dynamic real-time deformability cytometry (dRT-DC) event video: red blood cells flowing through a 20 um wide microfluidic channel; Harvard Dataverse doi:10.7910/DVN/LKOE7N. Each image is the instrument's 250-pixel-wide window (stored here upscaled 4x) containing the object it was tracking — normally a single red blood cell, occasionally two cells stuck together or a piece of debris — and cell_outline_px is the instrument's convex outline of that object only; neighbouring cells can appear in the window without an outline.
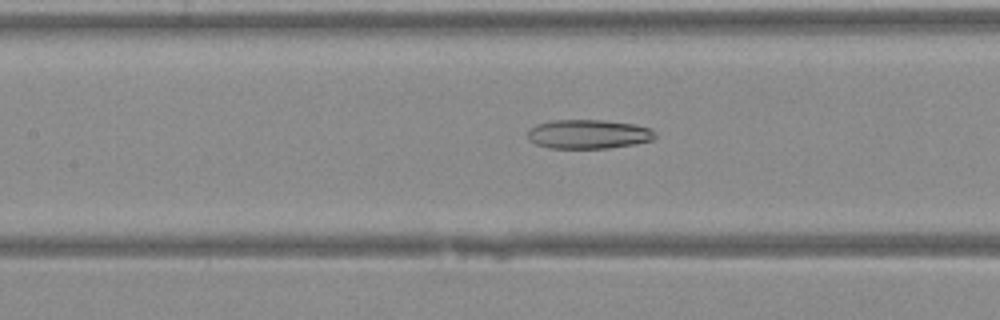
{"species": "Egyptian fruit bat (a non-hibernating species)", "species_latin": "Rousettus aegyptiacus", "temperature_condition": "warm", "stored_images_in_passage": 34, "camera_frame_rate_fps": 3000, "um_per_image_px": 0.085, "animal": {"sex": "female"}, "frame": {"image": 1, "passage_image": 18, "time_ms": 5.667, "image_size_px": [1000, 320], "cell_outline_px": [[656, 136], [652, 140], [632, 144], [608, 148], [552, 148], [536, 144], [528, 140], [528, 132], [536, 124], [552, 120], [604, 120], [636, 124], [648, 128], [656, 132]], "centroid_in_image_um": [50.01, 11.39], "position_along_channel_um": 157.4, "area_um2": 21.56}}
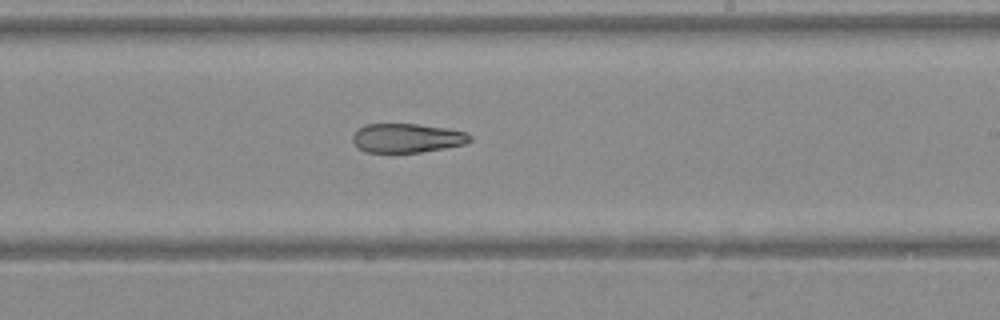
{"frame": {"image": 2, "passage_image": 24, "time_ms": 7.667, "image_size_px": [1000, 320], "cell_outline_px": [[472, 140], [464, 144], [444, 148], [420, 152], [364, 152], [356, 148], [352, 140], [352, 136], [364, 124], [420, 124], [448, 128], [464, 132], [472, 136]], "centroid_in_image_um": [34.58, 11.73], "position_along_channel_um": 254.4, "area_um2": 19.94}}
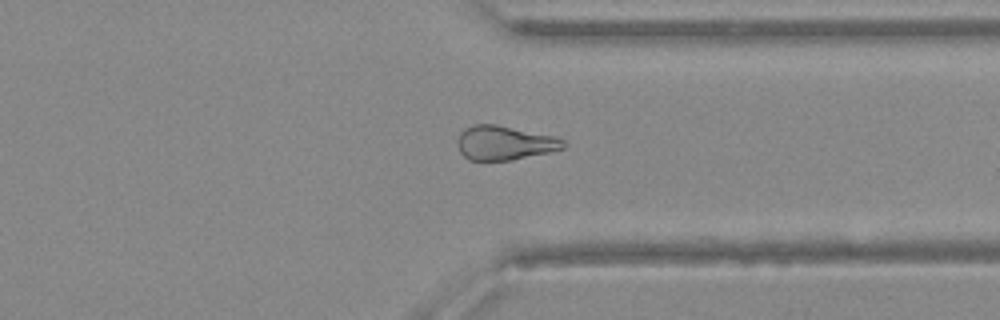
{"frame": {"image": 3, "passage_image": 31, "time_ms": 10.0, "image_size_px": [1000, 320], "cell_outline_px": [[568, 144], [564, 148], [548, 152], [512, 160], [468, 160], [460, 152], [456, 144], [460, 132], [464, 128], [472, 124], [496, 124], [556, 136], [564, 140]], "centroid_in_image_um": [42.88, 12.13], "position_along_channel_um": 368.5, "area_um2": 21.33}}